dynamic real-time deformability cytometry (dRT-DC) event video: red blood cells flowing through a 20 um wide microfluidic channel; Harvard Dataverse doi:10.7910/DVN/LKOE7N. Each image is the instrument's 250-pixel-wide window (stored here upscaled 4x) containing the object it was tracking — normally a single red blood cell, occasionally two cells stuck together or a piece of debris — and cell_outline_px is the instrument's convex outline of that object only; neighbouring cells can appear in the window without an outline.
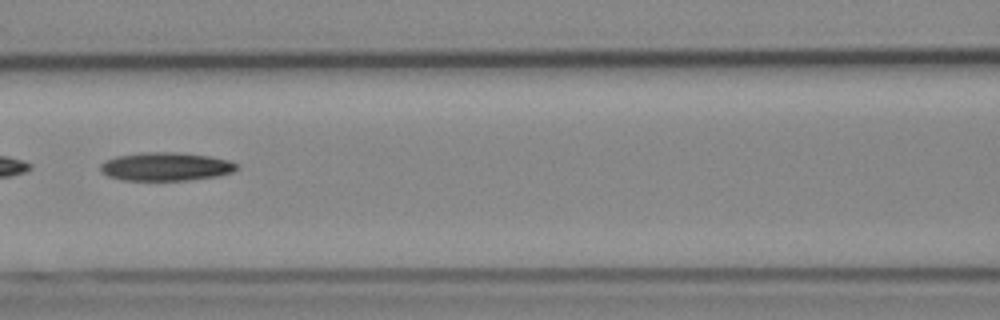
{"species": "Egyptian fruit bat (a non-hibernating species)", "species_latin": "Rousettus aegyptiacus", "temperature_condition": "cold", "stored_images_in_passage": 51, "camera_frame_rate_fps": 3000, "um_per_image_px": 0.085, "animal": {"sex": "female"}, "frame": {"image": 1, "passage_image": 24, "time_ms": 7.667, "image_size_px": [1000, 320], "cell_outline_px": [[236, 168], [232, 172], [216, 176], [188, 180], [120, 180], [108, 176], [100, 168], [100, 164], [116, 156], [140, 152], [176, 152], [208, 156], [228, 160], [236, 164]], "centroid_in_image_um": [14.06, 14.16], "position_along_channel_um": 152.5, "area_um2": 22.31}, "authors_computed_cell_mechanics": {"area_um2": 23.0044, "velocity_mm_per_s": 3.9097, "shape_relaxation_time_tau1_ms": 4.876, "shape_relaxation_time_tau2_ms": null, "deformation_change_tau1": 0.1375, "deformation_change_tau2": null}}